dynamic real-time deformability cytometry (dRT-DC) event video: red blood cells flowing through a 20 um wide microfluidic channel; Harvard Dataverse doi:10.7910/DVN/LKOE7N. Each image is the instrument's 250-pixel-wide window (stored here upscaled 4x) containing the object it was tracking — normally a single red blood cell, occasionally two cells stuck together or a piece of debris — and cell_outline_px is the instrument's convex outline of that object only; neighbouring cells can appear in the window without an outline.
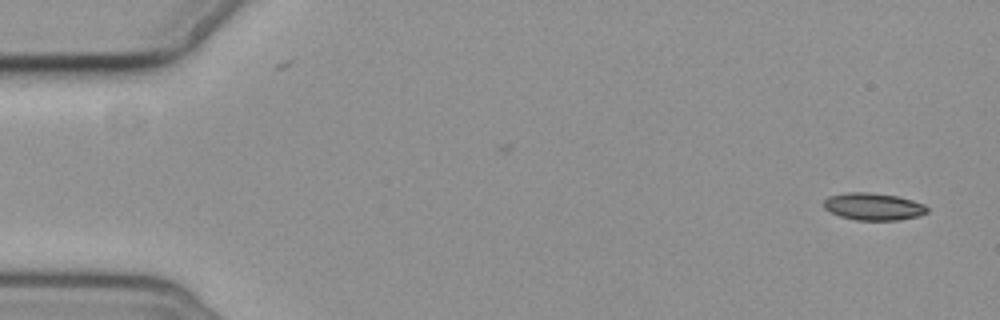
{"species": "common noctule bat (a hibernating species)", "species_latin": "Nyctalus noctula", "temperature_condition": "cold", "stored_images_in_passage": 6, "segment_of_instrument_passage": [2, 2], "camera_frame_rate_fps": 3000, "um_per_image_px": 0.085, "animal": {"sex": "female", "body_mass_g": 19.3, "forearm_length_mm": 54.1}, "frame": {"image": 1, "passage_image": 6, "time_ms": 6.0, "image_size_px": [1000, 320], "cell_outline_px": [[928, 212], [920, 216], [896, 220], [856, 220], [840, 216], [824, 208], [824, 200], [828, 196], [844, 192], [868, 192], [896, 196], [912, 200], [924, 204], [928, 208]], "centroid_in_image_um": [74.24, 17.55], "position_along_channel_um": 10.8, "area_um2": 16.42}}